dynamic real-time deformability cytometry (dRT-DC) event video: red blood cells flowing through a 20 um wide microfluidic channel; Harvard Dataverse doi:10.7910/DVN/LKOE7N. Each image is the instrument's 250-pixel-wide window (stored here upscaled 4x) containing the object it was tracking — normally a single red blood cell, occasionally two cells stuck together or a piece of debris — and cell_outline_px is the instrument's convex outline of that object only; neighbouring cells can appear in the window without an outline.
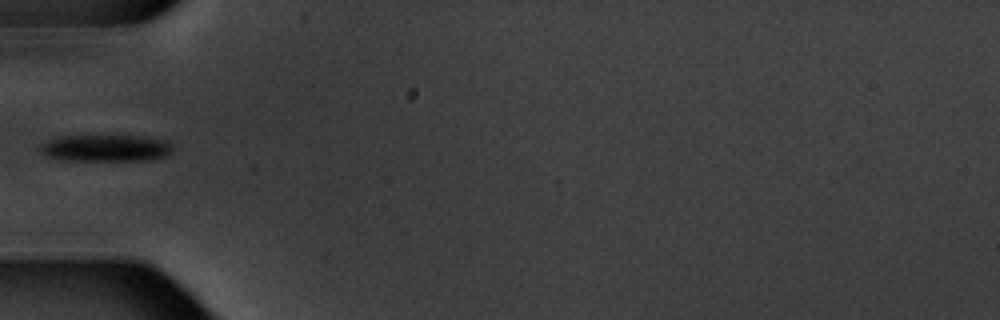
{"species": "common noctule bat (a hibernating species)", "species_latin": "Nyctalus noctula", "temperature_condition": "warm", "stored_images_in_passage": 6, "camera_frame_rate_fps": 3000, "um_per_image_px": 0.085, "animal": {"sex": "male", "body_mass_g": 20.1, "forearm_length_mm": 53.5}, "frame": {"image": 1, "passage_image": 3, "time_ms": 2.667, "image_size_px": [1000, 320], "cell_outline_px": [[172, 152], [164, 156], [148, 160], [64, 160], [48, 156], [40, 152], [36, 148], [40, 144], [48, 140], [64, 136], [136, 136], [160, 140], [172, 144]], "centroid_in_image_um": [8.92, 12.59], "position_along_channel_um": 76.1, "area_um2": 20.4}}
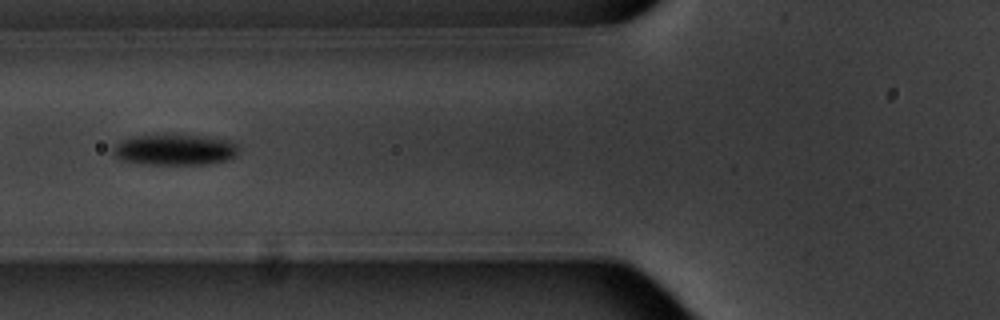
{"frame": {"image": 2, "passage_image": 4, "time_ms": 3.667, "image_size_px": [1000, 320], "cell_outline_px": [[236, 156], [224, 160], [208, 164], [140, 164], [120, 160], [112, 152], [112, 148], [116, 144], [124, 140], [136, 136], [196, 136], [228, 140], [236, 144]], "centroid_in_image_um": [14.81, 12.76], "position_along_channel_um": 111.0, "area_um2": 21.96}}
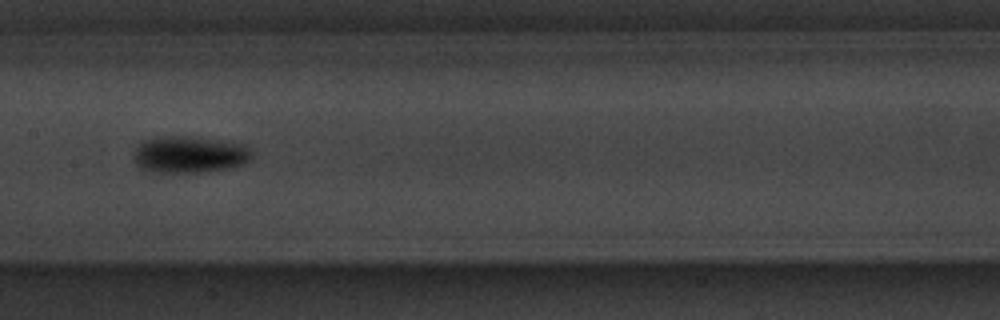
{"frame": {"image": 3, "passage_image": 6, "time_ms": 6.0, "image_size_px": [1000, 320], "cell_outline_px": [[252, 156], [248, 160], [232, 168], [200, 172], [152, 172], [140, 168], [136, 164], [136, 148], [140, 144], [148, 140], [172, 136], [240, 144], [248, 148]], "centroid_in_image_um": [16.08, 13.18], "position_along_channel_um": 191.3, "area_um2": 24.04}}